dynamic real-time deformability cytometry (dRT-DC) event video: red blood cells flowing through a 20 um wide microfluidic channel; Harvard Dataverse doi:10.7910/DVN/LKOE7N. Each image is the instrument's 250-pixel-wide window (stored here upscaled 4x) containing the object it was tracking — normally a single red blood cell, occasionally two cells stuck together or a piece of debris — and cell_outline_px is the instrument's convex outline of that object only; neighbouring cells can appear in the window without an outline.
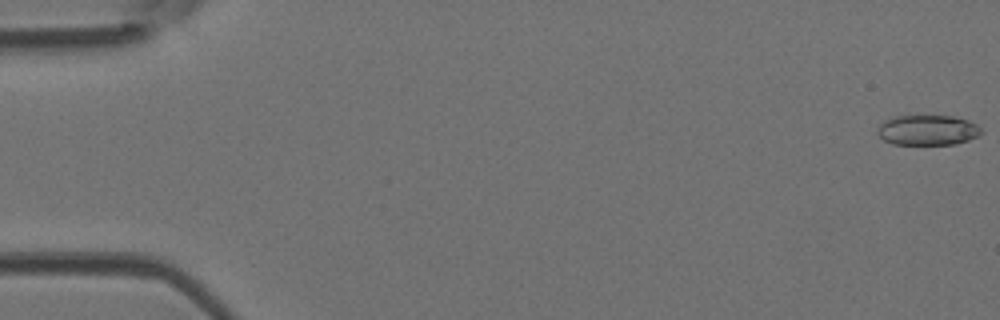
{"species": "Egyptian fruit bat (a non-hibernating species)", "species_latin": "Rousettus aegyptiacus", "temperature_condition": "room temperature", "stored_images_in_passage": 49, "camera_frame_rate_fps": 3000, "um_per_image_px": 0.085, "animal": {"sex": "female"}, "frame": {"image": 1, "passage_image": 1, "time_ms": 0.0, "image_size_px": [1000, 320], "cell_outline_px": [[984, 132], [980, 136], [956, 144], [892, 144], [884, 140], [876, 132], [876, 128], [884, 120], [896, 116], [952, 116], [968, 120], [976, 124]], "centroid_in_image_um": [78.85, 11.06], "position_along_channel_um": 6.1, "area_um2": 18.38}}
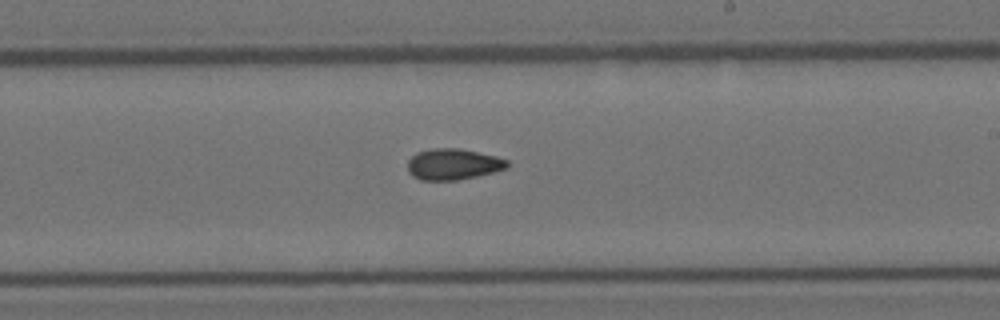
{"frame": {"image": 2, "passage_image": 29, "time_ms": 9.333, "image_size_px": [1000, 320], "cell_outline_px": [[508, 168], [476, 176], [456, 180], [420, 180], [412, 176], [408, 172], [408, 160], [416, 152], [432, 148], [460, 148], [496, 156], [508, 160]], "centroid_in_image_um": [38.49, 13.95], "position_along_channel_um": 250.5, "area_um2": 18.09}}
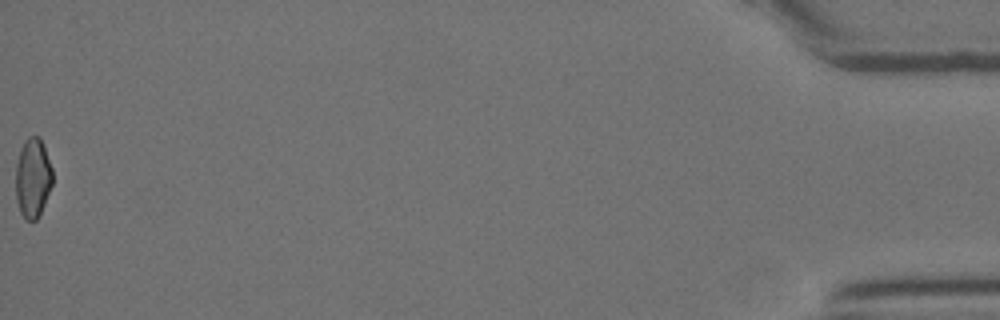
{"frame": {"image": 3, "passage_image": 49, "time_ms": 16.0, "image_size_px": [1000, 320], "cell_outline_px": [[52, 184], [40, 216], [36, 220], [24, 220], [20, 212], [16, 200], [16, 164], [20, 148], [24, 140], [28, 136], [40, 136], [44, 144], [52, 168]], "centroid_in_image_um": [2.79, 15.11], "position_along_channel_um": 432.4, "area_um2": 17.4}, "authors_computed_cell_mechanics": {"area_um2": 17.9758, "velocity_mm_per_s": 4.2321, "shape_relaxation_time_tau1_ms": 8.4576, "shape_relaxation_time_tau2_ms": 3.1974, "deformation_change_tau1": 0.1796, "deformation_change_tau2": 0.0951}}